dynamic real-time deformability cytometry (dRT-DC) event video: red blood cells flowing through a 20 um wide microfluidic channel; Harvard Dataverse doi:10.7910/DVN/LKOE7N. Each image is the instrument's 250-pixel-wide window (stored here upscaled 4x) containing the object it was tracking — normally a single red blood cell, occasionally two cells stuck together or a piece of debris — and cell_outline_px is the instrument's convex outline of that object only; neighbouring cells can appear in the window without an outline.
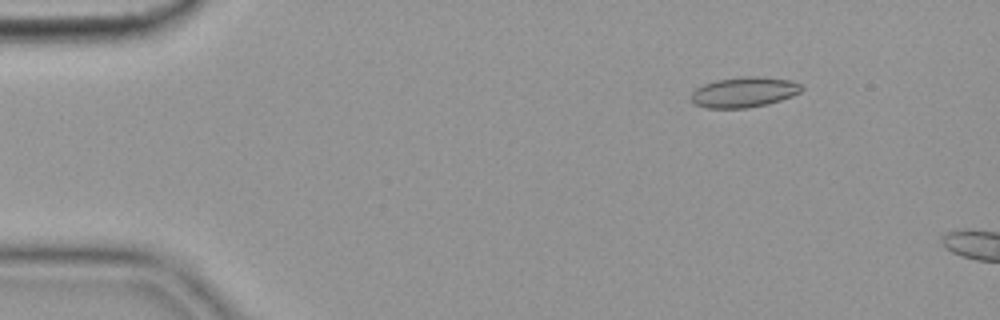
{"species": "common noctule bat (a hibernating species)", "species_latin": "Nyctalus noctula", "temperature_condition": "cold", "stored_images_in_passage": 7, "camera_frame_rate_fps": 3000, "um_per_image_px": 0.085, "animal": {"sex": "female", "body_mass_g": 19.9}, "frame": {"image": 1, "passage_image": 3, "time_ms": 0.667, "image_size_px": [1000, 320], "cell_outline_px": [[804, 88], [800, 92], [792, 96], [768, 104], [748, 108], [708, 108], [696, 104], [692, 100], [692, 92], [696, 88], [704, 84], [716, 80], [744, 76], [760, 76], [788, 80], [800, 84]], "centroid_in_image_um": [63.26, 7.83], "position_along_channel_um": 21.7, "area_um2": 19.42}}